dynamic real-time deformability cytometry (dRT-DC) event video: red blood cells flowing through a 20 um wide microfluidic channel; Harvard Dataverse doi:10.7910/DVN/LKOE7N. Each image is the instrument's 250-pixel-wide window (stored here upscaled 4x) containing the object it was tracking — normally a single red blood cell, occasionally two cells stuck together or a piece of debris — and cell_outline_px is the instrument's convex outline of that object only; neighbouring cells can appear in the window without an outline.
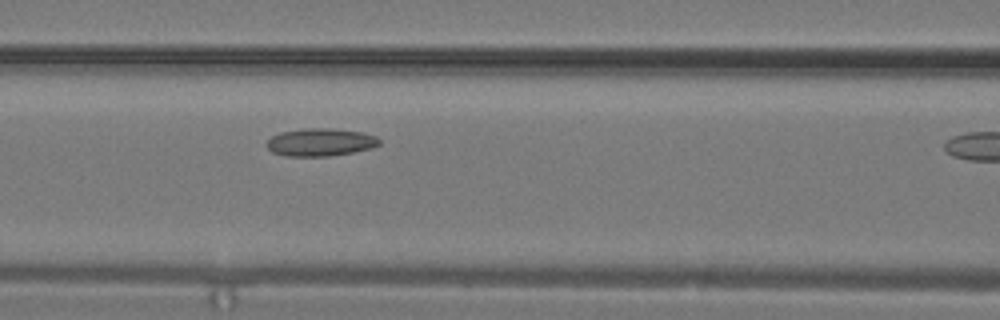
{"species": "common noctule bat (a hibernating species)", "species_latin": "Nyctalus noctula", "temperature_condition": "warm", "stored_images_in_passage": 7, "segment_of_instrument_passage": [1, 2], "camera_frame_rate_fps": 3000, "um_per_image_px": 0.085, "animal": {"sex": "male", "body_mass_g": 19.2, "forearm_length_mm": 51.8}, "frame": {"image": 1, "passage_image": 6, "time_ms": 1.667, "image_size_px": [1000, 320], "cell_outline_px": [[380, 144], [372, 148], [352, 152], [328, 156], [284, 156], [272, 152], [264, 144], [272, 136], [280, 132], [304, 128], [328, 128], [364, 132], [376, 136], [380, 140]], "centroid_in_image_um": [27.22, 12.08], "position_along_channel_um": 139.4, "area_um2": 18.32}}